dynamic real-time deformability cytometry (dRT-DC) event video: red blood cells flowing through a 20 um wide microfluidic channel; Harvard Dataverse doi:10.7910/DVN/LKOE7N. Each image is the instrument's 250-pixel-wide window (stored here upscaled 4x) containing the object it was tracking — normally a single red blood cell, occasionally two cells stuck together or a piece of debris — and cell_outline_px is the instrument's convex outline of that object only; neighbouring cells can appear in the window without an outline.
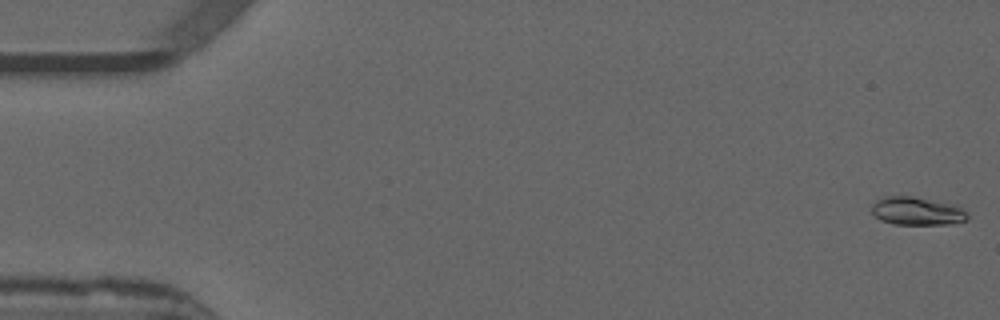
{"species": "common noctule bat (a hibernating species)", "species_latin": "Nyctalus noctula", "temperature_condition": "warm", "stored_images_in_passage": 53, "camera_frame_rate_fps": 3000, "um_per_image_px": 0.085, "animal": {"sex": "male", "forearm_length_mm": 52.5}, "frame": {"image": 1, "passage_image": 1, "time_ms": 0.0, "image_size_px": [1000, 320], "cell_outline_px": [[968, 220], [948, 224], [892, 224], [880, 220], [872, 212], [872, 204], [876, 200], [888, 196], [912, 196], [956, 204], [964, 208], [968, 212]], "centroid_in_image_um": [77.99, 17.94], "position_along_channel_um": 7.0, "area_um2": 15.9}}
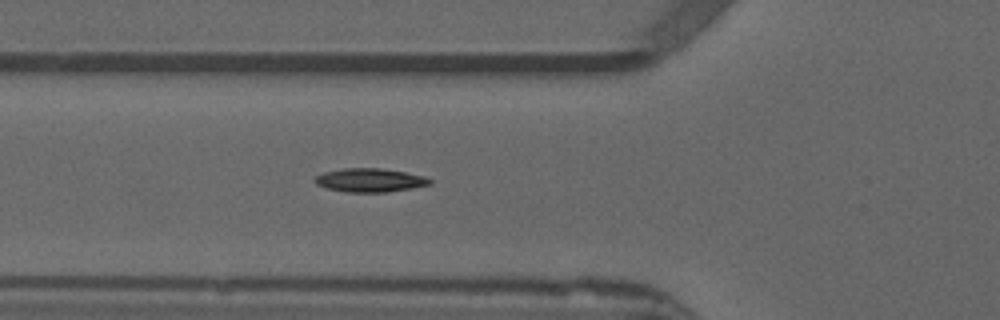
{"frame": {"image": 2, "passage_image": 19, "time_ms": 6.0, "image_size_px": [1000, 320], "cell_outline_px": [[432, 184], [412, 188], [384, 192], [348, 192], [328, 188], [316, 184], [312, 180], [316, 176], [324, 172], [344, 168], [380, 168], [404, 172], [424, 176], [432, 180]], "centroid_in_image_um": [31.44, 15.31], "position_along_channel_um": 94.4, "area_um2": 15.72}}
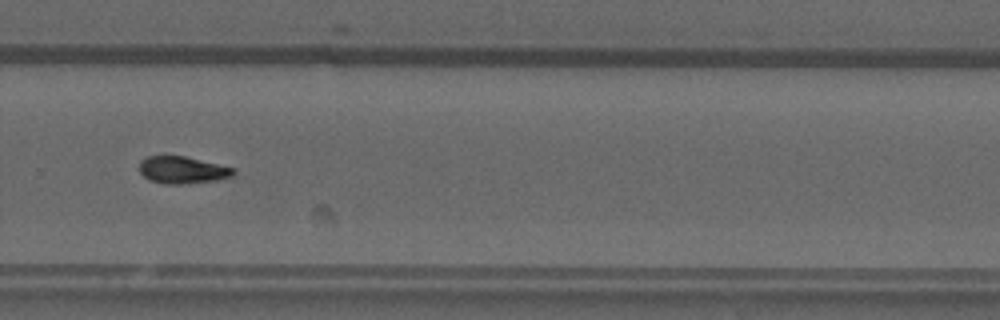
{"frame": {"image": 3, "passage_image": 36, "time_ms": 11.667, "image_size_px": [1000, 320], "cell_outline_px": [[236, 172], [232, 176], [216, 180], [180, 184], [168, 184], [148, 180], [140, 172], [140, 160], [148, 156], [184, 156], [236, 168]], "centroid_in_image_um": [15.52, 14.45], "position_along_channel_um": 314.3, "area_um2": 14.8}}